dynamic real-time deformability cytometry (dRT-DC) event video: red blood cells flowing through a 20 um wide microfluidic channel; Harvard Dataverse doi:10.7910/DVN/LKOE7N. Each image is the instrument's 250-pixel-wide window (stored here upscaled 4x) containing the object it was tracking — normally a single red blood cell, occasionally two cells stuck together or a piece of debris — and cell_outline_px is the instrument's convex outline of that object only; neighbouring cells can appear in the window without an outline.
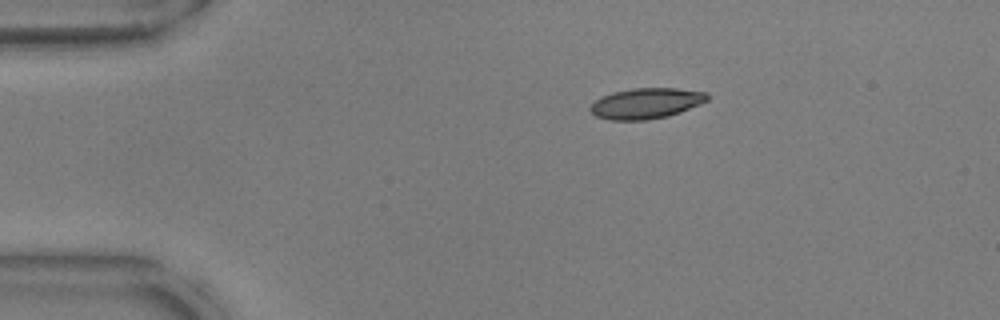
{"species": "common noctule bat (a hibernating species)", "species_latin": "Nyctalus noctula", "temperature_condition": "warm", "stored_images_in_passage": 2, "camera_frame_rate_fps": 3000, "um_per_image_px": 0.085, "animal": {"sex": "male", "body_mass_g": 17.9, "forearm_length_mm": 54.2}, "frame": {"image": 1, "passage_image": 1, "time_ms": 0.0, "image_size_px": [1000, 320], "cell_outline_px": [[692, 104], [684, 108], [672, 112], [656, 116], [608, 116], [632, 92], [688, 92]], "centroid_in_image_um": [55.43, 8.83], "position_along_channel_um": 29.6, "area_um2": 10.98}}